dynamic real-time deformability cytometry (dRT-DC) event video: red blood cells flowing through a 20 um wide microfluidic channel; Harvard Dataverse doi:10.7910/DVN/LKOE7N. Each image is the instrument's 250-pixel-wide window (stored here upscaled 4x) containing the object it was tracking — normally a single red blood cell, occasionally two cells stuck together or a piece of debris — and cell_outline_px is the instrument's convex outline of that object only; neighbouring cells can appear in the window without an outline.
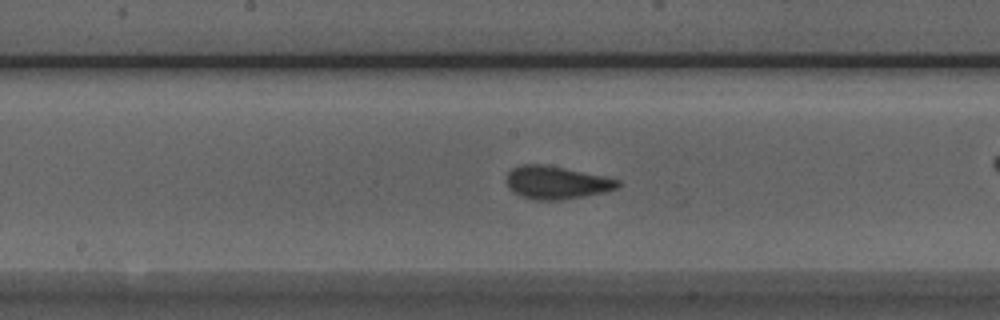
{"species": "Egyptian fruit bat (a non-hibernating species)", "species_latin": "Rousettus aegyptiacus", "temperature_condition": "room temperature", "stored_images_in_passage": 39, "camera_frame_rate_fps": 3000, "um_per_image_px": 0.085, "animal": {"sex": "male"}, "frame": {"image": 1, "passage_image": 12, "time_ms": 3.667, "image_size_px": [1000, 320], "cell_outline_px": [[620, 184], [616, 188], [608, 192], [560, 200], [532, 200], [520, 196], [512, 192], [508, 188], [504, 180], [508, 172], [512, 168], [520, 164], [548, 164], [604, 176], [620, 180]], "centroid_in_image_um": [47.25, 15.51], "position_along_channel_um": 201.0, "area_um2": 21.85}, "authors_computed_cell_mechanics": {"area_um2": 20.5768, "velocity_mm_per_s": 3.933, "shape_relaxation_time_tau1_ms": 5.5086, "shape_relaxation_time_tau2_ms": 0.6652, "deformation_change_tau1": 0.1434, "deformation_change_tau2": 0.0565}}